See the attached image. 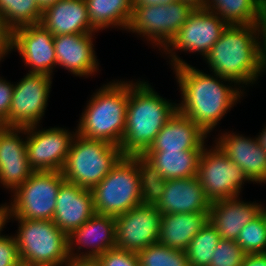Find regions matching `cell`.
Wrapping results in <instances>:
<instances>
[{
	"mask_svg": "<svg viewBox=\"0 0 266 266\" xmlns=\"http://www.w3.org/2000/svg\"><path fill=\"white\" fill-rule=\"evenodd\" d=\"M204 60L212 74L232 80L243 90L257 83L266 72V24L228 25Z\"/></svg>",
	"mask_w": 266,
	"mask_h": 266,
	"instance_id": "1",
	"label": "cell"
},
{
	"mask_svg": "<svg viewBox=\"0 0 266 266\" xmlns=\"http://www.w3.org/2000/svg\"><path fill=\"white\" fill-rule=\"evenodd\" d=\"M172 70L181 91L182 100L177 103L178 111L207 135L217 127L241 96L244 97L241 87L217 74H206L190 64L175 66ZM226 82L229 85L234 83V86L226 85Z\"/></svg>",
	"mask_w": 266,
	"mask_h": 266,
	"instance_id": "2",
	"label": "cell"
},
{
	"mask_svg": "<svg viewBox=\"0 0 266 266\" xmlns=\"http://www.w3.org/2000/svg\"><path fill=\"white\" fill-rule=\"evenodd\" d=\"M172 100L161 97L144 80L130 82L125 132L120 144L124 156H142L164 124L178 111Z\"/></svg>",
	"mask_w": 266,
	"mask_h": 266,
	"instance_id": "3",
	"label": "cell"
},
{
	"mask_svg": "<svg viewBox=\"0 0 266 266\" xmlns=\"http://www.w3.org/2000/svg\"><path fill=\"white\" fill-rule=\"evenodd\" d=\"M97 214L119 216L149 199L146 167L141 156H123L92 190Z\"/></svg>",
	"mask_w": 266,
	"mask_h": 266,
	"instance_id": "4",
	"label": "cell"
},
{
	"mask_svg": "<svg viewBox=\"0 0 266 266\" xmlns=\"http://www.w3.org/2000/svg\"><path fill=\"white\" fill-rule=\"evenodd\" d=\"M113 81L93 93L75 131L84 138L120 146L125 132L130 81Z\"/></svg>",
	"mask_w": 266,
	"mask_h": 266,
	"instance_id": "5",
	"label": "cell"
},
{
	"mask_svg": "<svg viewBox=\"0 0 266 266\" xmlns=\"http://www.w3.org/2000/svg\"><path fill=\"white\" fill-rule=\"evenodd\" d=\"M10 218L18 221L14 238L22 266H65L69 262L68 235L53 221L4 217L5 223Z\"/></svg>",
	"mask_w": 266,
	"mask_h": 266,
	"instance_id": "6",
	"label": "cell"
},
{
	"mask_svg": "<svg viewBox=\"0 0 266 266\" xmlns=\"http://www.w3.org/2000/svg\"><path fill=\"white\" fill-rule=\"evenodd\" d=\"M123 156L119 146L76 134L61 172L65 181L92 190Z\"/></svg>",
	"mask_w": 266,
	"mask_h": 266,
	"instance_id": "7",
	"label": "cell"
},
{
	"mask_svg": "<svg viewBox=\"0 0 266 266\" xmlns=\"http://www.w3.org/2000/svg\"><path fill=\"white\" fill-rule=\"evenodd\" d=\"M64 181L61 171H34L13 192V201L0 205L4 217L52 221L57 193Z\"/></svg>",
	"mask_w": 266,
	"mask_h": 266,
	"instance_id": "8",
	"label": "cell"
},
{
	"mask_svg": "<svg viewBox=\"0 0 266 266\" xmlns=\"http://www.w3.org/2000/svg\"><path fill=\"white\" fill-rule=\"evenodd\" d=\"M194 9L182 1L167 5L133 6L127 31L137 33L163 50L175 37ZM161 47V48H160Z\"/></svg>",
	"mask_w": 266,
	"mask_h": 266,
	"instance_id": "9",
	"label": "cell"
},
{
	"mask_svg": "<svg viewBox=\"0 0 266 266\" xmlns=\"http://www.w3.org/2000/svg\"><path fill=\"white\" fill-rule=\"evenodd\" d=\"M227 26L228 24L215 13L206 9H195L163 49L165 54H169L170 65L172 67L187 65V62L176 54V50L199 53L205 58Z\"/></svg>",
	"mask_w": 266,
	"mask_h": 266,
	"instance_id": "10",
	"label": "cell"
},
{
	"mask_svg": "<svg viewBox=\"0 0 266 266\" xmlns=\"http://www.w3.org/2000/svg\"><path fill=\"white\" fill-rule=\"evenodd\" d=\"M205 145L199 158L197 178L211 201L239 197L248 177L221 149Z\"/></svg>",
	"mask_w": 266,
	"mask_h": 266,
	"instance_id": "11",
	"label": "cell"
},
{
	"mask_svg": "<svg viewBox=\"0 0 266 266\" xmlns=\"http://www.w3.org/2000/svg\"><path fill=\"white\" fill-rule=\"evenodd\" d=\"M149 200L161 214L209 213L211 206L197 176L152 182Z\"/></svg>",
	"mask_w": 266,
	"mask_h": 266,
	"instance_id": "12",
	"label": "cell"
},
{
	"mask_svg": "<svg viewBox=\"0 0 266 266\" xmlns=\"http://www.w3.org/2000/svg\"><path fill=\"white\" fill-rule=\"evenodd\" d=\"M26 127V153L33 171H62L76 132L60 127ZM38 130V131H37Z\"/></svg>",
	"mask_w": 266,
	"mask_h": 266,
	"instance_id": "13",
	"label": "cell"
},
{
	"mask_svg": "<svg viewBox=\"0 0 266 266\" xmlns=\"http://www.w3.org/2000/svg\"><path fill=\"white\" fill-rule=\"evenodd\" d=\"M162 214L148 199L128 212L115 216L116 248L138 253L159 241Z\"/></svg>",
	"mask_w": 266,
	"mask_h": 266,
	"instance_id": "14",
	"label": "cell"
},
{
	"mask_svg": "<svg viewBox=\"0 0 266 266\" xmlns=\"http://www.w3.org/2000/svg\"><path fill=\"white\" fill-rule=\"evenodd\" d=\"M14 85L9 109V127L39 126L45 115L52 77L29 74Z\"/></svg>",
	"mask_w": 266,
	"mask_h": 266,
	"instance_id": "15",
	"label": "cell"
},
{
	"mask_svg": "<svg viewBox=\"0 0 266 266\" xmlns=\"http://www.w3.org/2000/svg\"><path fill=\"white\" fill-rule=\"evenodd\" d=\"M54 35L41 23L15 29L11 33V50L19 52L29 74H43L52 77L57 66Z\"/></svg>",
	"mask_w": 266,
	"mask_h": 266,
	"instance_id": "16",
	"label": "cell"
},
{
	"mask_svg": "<svg viewBox=\"0 0 266 266\" xmlns=\"http://www.w3.org/2000/svg\"><path fill=\"white\" fill-rule=\"evenodd\" d=\"M33 172L26 153V128L0 125L1 185L13 193Z\"/></svg>",
	"mask_w": 266,
	"mask_h": 266,
	"instance_id": "17",
	"label": "cell"
},
{
	"mask_svg": "<svg viewBox=\"0 0 266 266\" xmlns=\"http://www.w3.org/2000/svg\"><path fill=\"white\" fill-rule=\"evenodd\" d=\"M115 232V217L95 213L82 226L68 235L70 259H96L107 250L115 248ZM85 247L89 248V251L84 253L81 249ZM74 249L77 250L76 253Z\"/></svg>",
	"mask_w": 266,
	"mask_h": 266,
	"instance_id": "18",
	"label": "cell"
},
{
	"mask_svg": "<svg viewBox=\"0 0 266 266\" xmlns=\"http://www.w3.org/2000/svg\"><path fill=\"white\" fill-rule=\"evenodd\" d=\"M94 35L83 33L54 36L57 65L78 77L97 73L99 62L93 45Z\"/></svg>",
	"mask_w": 266,
	"mask_h": 266,
	"instance_id": "19",
	"label": "cell"
},
{
	"mask_svg": "<svg viewBox=\"0 0 266 266\" xmlns=\"http://www.w3.org/2000/svg\"><path fill=\"white\" fill-rule=\"evenodd\" d=\"M215 144L253 183H266V151L258 140L228 131Z\"/></svg>",
	"mask_w": 266,
	"mask_h": 266,
	"instance_id": "20",
	"label": "cell"
},
{
	"mask_svg": "<svg viewBox=\"0 0 266 266\" xmlns=\"http://www.w3.org/2000/svg\"><path fill=\"white\" fill-rule=\"evenodd\" d=\"M91 190L64 181L57 193L54 224L67 235L95 214Z\"/></svg>",
	"mask_w": 266,
	"mask_h": 266,
	"instance_id": "21",
	"label": "cell"
},
{
	"mask_svg": "<svg viewBox=\"0 0 266 266\" xmlns=\"http://www.w3.org/2000/svg\"><path fill=\"white\" fill-rule=\"evenodd\" d=\"M202 150L146 151L141 157L145 163L148 184L195 177Z\"/></svg>",
	"mask_w": 266,
	"mask_h": 266,
	"instance_id": "22",
	"label": "cell"
},
{
	"mask_svg": "<svg viewBox=\"0 0 266 266\" xmlns=\"http://www.w3.org/2000/svg\"><path fill=\"white\" fill-rule=\"evenodd\" d=\"M261 204L239 197L211 202L209 222L223 240L236 241L241 230L260 213Z\"/></svg>",
	"mask_w": 266,
	"mask_h": 266,
	"instance_id": "23",
	"label": "cell"
},
{
	"mask_svg": "<svg viewBox=\"0 0 266 266\" xmlns=\"http://www.w3.org/2000/svg\"><path fill=\"white\" fill-rule=\"evenodd\" d=\"M207 134L179 111L169 119L147 151H186L204 149Z\"/></svg>",
	"mask_w": 266,
	"mask_h": 266,
	"instance_id": "24",
	"label": "cell"
},
{
	"mask_svg": "<svg viewBox=\"0 0 266 266\" xmlns=\"http://www.w3.org/2000/svg\"><path fill=\"white\" fill-rule=\"evenodd\" d=\"M41 24L54 36L97 32L90 23L85 0H60L43 11Z\"/></svg>",
	"mask_w": 266,
	"mask_h": 266,
	"instance_id": "25",
	"label": "cell"
},
{
	"mask_svg": "<svg viewBox=\"0 0 266 266\" xmlns=\"http://www.w3.org/2000/svg\"><path fill=\"white\" fill-rule=\"evenodd\" d=\"M209 221V213L162 214L159 243L186 251L190 241Z\"/></svg>",
	"mask_w": 266,
	"mask_h": 266,
	"instance_id": "26",
	"label": "cell"
},
{
	"mask_svg": "<svg viewBox=\"0 0 266 266\" xmlns=\"http://www.w3.org/2000/svg\"><path fill=\"white\" fill-rule=\"evenodd\" d=\"M205 9L228 25L266 24V3L263 0H207Z\"/></svg>",
	"mask_w": 266,
	"mask_h": 266,
	"instance_id": "27",
	"label": "cell"
},
{
	"mask_svg": "<svg viewBox=\"0 0 266 266\" xmlns=\"http://www.w3.org/2000/svg\"><path fill=\"white\" fill-rule=\"evenodd\" d=\"M91 26L98 32L117 27L126 30L133 12V0H85Z\"/></svg>",
	"mask_w": 266,
	"mask_h": 266,
	"instance_id": "28",
	"label": "cell"
},
{
	"mask_svg": "<svg viewBox=\"0 0 266 266\" xmlns=\"http://www.w3.org/2000/svg\"><path fill=\"white\" fill-rule=\"evenodd\" d=\"M0 15L7 29L40 24L43 11L36 0H0Z\"/></svg>",
	"mask_w": 266,
	"mask_h": 266,
	"instance_id": "29",
	"label": "cell"
},
{
	"mask_svg": "<svg viewBox=\"0 0 266 266\" xmlns=\"http://www.w3.org/2000/svg\"><path fill=\"white\" fill-rule=\"evenodd\" d=\"M220 240L221 237L217 229L208 221L190 241L185 251L190 266H209L213 252Z\"/></svg>",
	"mask_w": 266,
	"mask_h": 266,
	"instance_id": "30",
	"label": "cell"
},
{
	"mask_svg": "<svg viewBox=\"0 0 266 266\" xmlns=\"http://www.w3.org/2000/svg\"><path fill=\"white\" fill-rule=\"evenodd\" d=\"M139 266H190L185 251L157 242L137 253Z\"/></svg>",
	"mask_w": 266,
	"mask_h": 266,
	"instance_id": "31",
	"label": "cell"
},
{
	"mask_svg": "<svg viewBox=\"0 0 266 266\" xmlns=\"http://www.w3.org/2000/svg\"><path fill=\"white\" fill-rule=\"evenodd\" d=\"M236 242L245 254L266 253V221L261 212L241 230Z\"/></svg>",
	"mask_w": 266,
	"mask_h": 266,
	"instance_id": "32",
	"label": "cell"
},
{
	"mask_svg": "<svg viewBox=\"0 0 266 266\" xmlns=\"http://www.w3.org/2000/svg\"><path fill=\"white\" fill-rule=\"evenodd\" d=\"M245 255L236 241L221 239L209 266H241Z\"/></svg>",
	"mask_w": 266,
	"mask_h": 266,
	"instance_id": "33",
	"label": "cell"
},
{
	"mask_svg": "<svg viewBox=\"0 0 266 266\" xmlns=\"http://www.w3.org/2000/svg\"><path fill=\"white\" fill-rule=\"evenodd\" d=\"M96 261L100 266H139L137 253L116 247L98 256Z\"/></svg>",
	"mask_w": 266,
	"mask_h": 266,
	"instance_id": "34",
	"label": "cell"
},
{
	"mask_svg": "<svg viewBox=\"0 0 266 266\" xmlns=\"http://www.w3.org/2000/svg\"><path fill=\"white\" fill-rule=\"evenodd\" d=\"M0 229V266H22L14 236L1 235Z\"/></svg>",
	"mask_w": 266,
	"mask_h": 266,
	"instance_id": "35",
	"label": "cell"
},
{
	"mask_svg": "<svg viewBox=\"0 0 266 266\" xmlns=\"http://www.w3.org/2000/svg\"><path fill=\"white\" fill-rule=\"evenodd\" d=\"M14 91V84L0 77V125L9 127V109Z\"/></svg>",
	"mask_w": 266,
	"mask_h": 266,
	"instance_id": "36",
	"label": "cell"
},
{
	"mask_svg": "<svg viewBox=\"0 0 266 266\" xmlns=\"http://www.w3.org/2000/svg\"><path fill=\"white\" fill-rule=\"evenodd\" d=\"M11 52V32L3 23L0 15V61Z\"/></svg>",
	"mask_w": 266,
	"mask_h": 266,
	"instance_id": "37",
	"label": "cell"
},
{
	"mask_svg": "<svg viewBox=\"0 0 266 266\" xmlns=\"http://www.w3.org/2000/svg\"><path fill=\"white\" fill-rule=\"evenodd\" d=\"M241 266H266V253L246 254Z\"/></svg>",
	"mask_w": 266,
	"mask_h": 266,
	"instance_id": "38",
	"label": "cell"
},
{
	"mask_svg": "<svg viewBox=\"0 0 266 266\" xmlns=\"http://www.w3.org/2000/svg\"><path fill=\"white\" fill-rule=\"evenodd\" d=\"M179 0H133V6L167 5Z\"/></svg>",
	"mask_w": 266,
	"mask_h": 266,
	"instance_id": "39",
	"label": "cell"
},
{
	"mask_svg": "<svg viewBox=\"0 0 266 266\" xmlns=\"http://www.w3.org/2000/svg\"><path fill=\"white\" fill-rule=\"evenodd\" d=\"M65 266H100L96 259H70Z\"/></svg>",
	"mask_w": 266,
	"mask_h": 266,
	"instance_id": "40",
	"label": "cell"
},
{
	"mask_svg": "<svg viewBox=\"0 0 266 266\" xmlns=\"http://www.w3.org/2000/svg\"><path fill=\"white\" fill-rule=\"evenodd\" d=\"M183 3L189 4L194 10L195 9H205L207 0H179Z\"/></svg>",
	"mask_w": 266,
	"mask_h": 266,
	"instance_id": "41",
	"label": "cell"
},
{
	"mask_svg": "<svg viewBox=\"0 0 266 266\" xmlns=\"http://www.w3.org/2000/svg\"><path fill=\"white\" fill-rule=\"evenodd\" d=\"M60 0H36L38 6L42 11H44L47 7L56 4Z\"/></svg>",
	"mask_w": 266,
	"mask_h": 266,
	"instance_id": "42",
	"label": "cell"
},
{
	"mask_svg": "<svg viewBox=\"0 0 266 266\" xmlns=\"http://www.w3.org/2000/svg\"><path fill=\"white\" fill-rule=\"evenodd\" d=\"M259 134L260 135H257L256 139L258 140L259 145L266 151V126Z\"/></svg>",
	"mask_w": 266,
	"mask_h": 266,
	"instance_id": "43",
	"label": "cell"
},
{
	"mask_svg": "<svg viewBox=\"0 0 266 266\" xmlns=\"http://www.w3.org/2000/svg\"><path fill=\"white\" fill-rule=\"evenodd\" d=\"M6 225L5 220H4V215L2 212V209L0 208V229H2Z\"/></svg>",
	"mask_w": 266,
	"mask_h": 266,
	"instance_id": "44",
	"label": "cell"
},
{
	"mask_svg": "<svg viewBox=\"0 0 266 266\" xmlns=\"http://www.w3.org/2000/svg\"><path fill=\"white\" fill-rule=\"evenodd\" d=\"M265 206H262L261 204V208H260V212L261 214L263 215L265 221H266V207L264 208Z\"/></svg>",
	"mask_w": 266,
	"mask_h": 266,
	"instance_id": "45",
	"label": "cell"
}]
</instances>
